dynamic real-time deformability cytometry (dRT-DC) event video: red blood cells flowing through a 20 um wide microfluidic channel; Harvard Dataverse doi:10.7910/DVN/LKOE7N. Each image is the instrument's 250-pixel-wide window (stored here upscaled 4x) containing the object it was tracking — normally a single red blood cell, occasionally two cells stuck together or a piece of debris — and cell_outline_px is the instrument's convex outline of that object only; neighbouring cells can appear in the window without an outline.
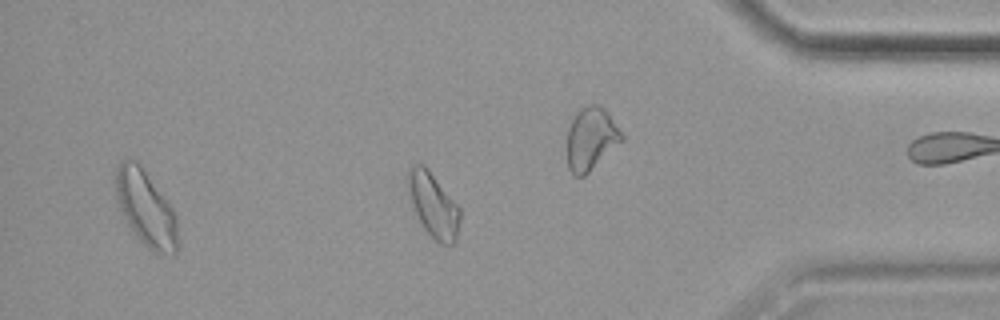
{"species": "common noctule bat (a hibernating species)", "species_latin": "Nyctalus noctula", "temperature_condition": "cold", "stored_images_in_passage": 55, "camera_frame_rate_fps": 3000, "um_per_image_px": 0.085, "animal": {"sex": "female", "body_mass_g": 19.9}, "frame": {"image": 1, "passage_image": 47, "time_ms": 15.333, "image_size_px": [1000, 320], "cell_outline_px": [[460, 216], [456, 244], [448, 248], [440, 244], [424, 228], [416, 212], [404, 180], [408, 168], [412, 164], [424, 164], [428, 168], [460, 208]], "centroid_in_image_um": [36.83, 17.42], "position_along_channel_um": 398.4, "area_um2": 19.77}}